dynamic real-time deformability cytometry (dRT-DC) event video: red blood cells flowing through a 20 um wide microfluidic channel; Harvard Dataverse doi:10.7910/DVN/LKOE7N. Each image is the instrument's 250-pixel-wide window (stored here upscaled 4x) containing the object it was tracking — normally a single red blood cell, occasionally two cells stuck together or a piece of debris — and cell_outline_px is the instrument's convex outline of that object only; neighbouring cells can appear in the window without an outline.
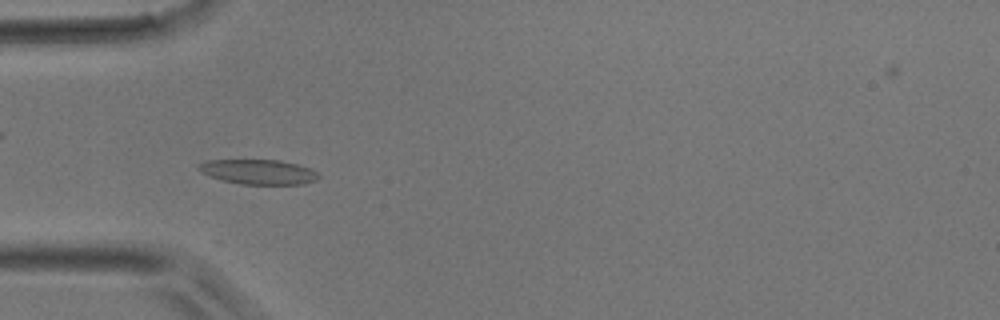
{"species": "common noctule bat (a hibernating species)", "species_latin": "Nyctalus noctula", "temperature_condition": "room temperature", "stored_images_in_passage": 47, "camera_frame_rate_fps": 3000, "um_per_image_px": 0.085, "animal": {"sex": "male", "body_mass_g": 17.9}, "frame": {"image": 1, "passage_image": 14, "time_ms": 4.333, "image_size_px": [1000, 320], "cell_outline_px": [[320, 176], [316, 180], [304, 184], [240, 184], [224, 180], [200, 172], [196, 168], [196, 164], [204, 160], [280, 160], [296, 164], [308, 168], [316, 172]], "centroid_in_image_um": [21.92, 14.6], "position_along_channel_um": 63.1, "area_um2": 17.28}}
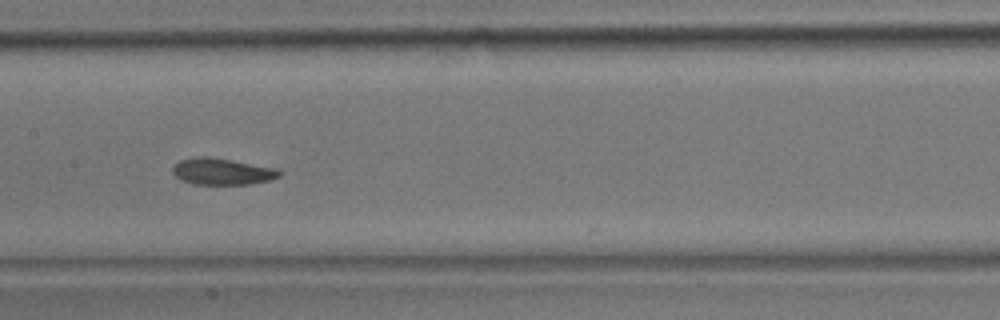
{"frame": {"image": 2, "passage_image": 23, "time_ms": 7.333, "image_size_px": [1000, 320], "cell_outline_px": [[284, 172], [280, 176], [268, 180], [248, 184], [196, 184], [180, 180], [172, 172], [172, 168], [180, 160], [196, 156], [204, 156], [232, 160], [276, 168]], "centroid_in_image_um": [18.88, 14.57], "position_along_channel_um": 188.5, "area_um2": 16.42}}
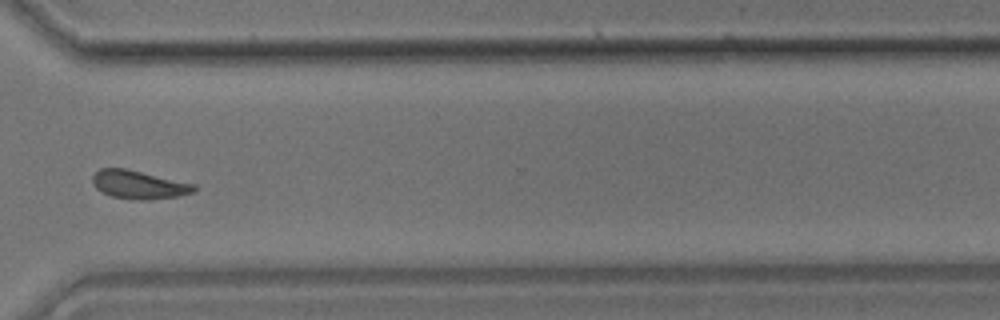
{"frame": {"image": 3, "passage_image": 35, "time_ms": 11.333, "image_size_px": [1000, 320], "cell_outline_px": [[196, 188], [192, 192], [180, 196], [144, 200], [136, 200], [112, 196], [96, 188], [92, 184], [92, 176], [100, 168], [124, 168], [196, 184]], "centroid_in_image_um": [11.79, 15.69], "position_along_channel_um": 358.8, "area_um2": 16.65}}